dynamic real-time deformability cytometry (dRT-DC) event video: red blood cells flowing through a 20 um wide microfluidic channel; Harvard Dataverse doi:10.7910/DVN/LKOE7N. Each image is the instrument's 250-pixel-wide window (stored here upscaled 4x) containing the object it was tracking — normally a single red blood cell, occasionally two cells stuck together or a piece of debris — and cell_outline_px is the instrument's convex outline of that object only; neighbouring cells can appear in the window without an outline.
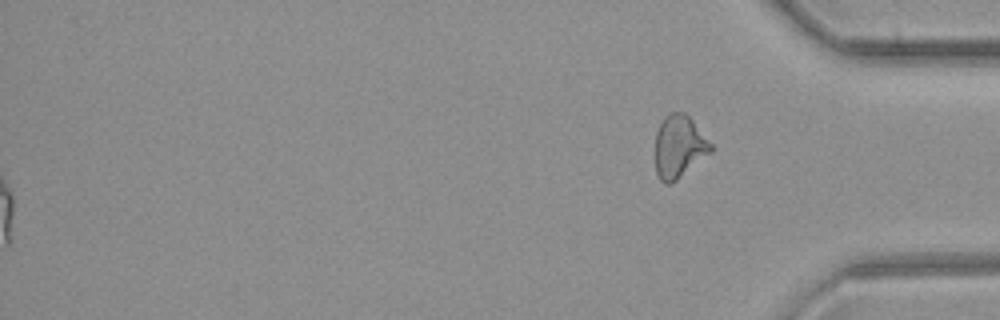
{"species": "common noctule bat (a hibernating species)", "species_latin": "Nyctalus noctula", "temperature_condition": "room temperature", "stored_images_in_passage": 50, "segment_of_instrument_passage": [2, 2], "camera_frame_rate_fps": 3000, "um_per_image_px": 0.085, "animal": {"sex": "female", "body_mass_g": 21.9}, "frame": {"image": 1, "passage_image": 50, "time_ms": 16.333, "image_size_px": [1000, 320], "cell_outline_px": [[712, 152], [676, 180], [668, 184], [664, 184], [660, 180], [656, 172], [656, 132], [664, 116], [668, 112], [684, 112], [692, 120], [712, 144]], "centroid_in_image_um": [57.72, 12.45], "position_along_channel_um": 377.5, "area_um2": 20.17}}